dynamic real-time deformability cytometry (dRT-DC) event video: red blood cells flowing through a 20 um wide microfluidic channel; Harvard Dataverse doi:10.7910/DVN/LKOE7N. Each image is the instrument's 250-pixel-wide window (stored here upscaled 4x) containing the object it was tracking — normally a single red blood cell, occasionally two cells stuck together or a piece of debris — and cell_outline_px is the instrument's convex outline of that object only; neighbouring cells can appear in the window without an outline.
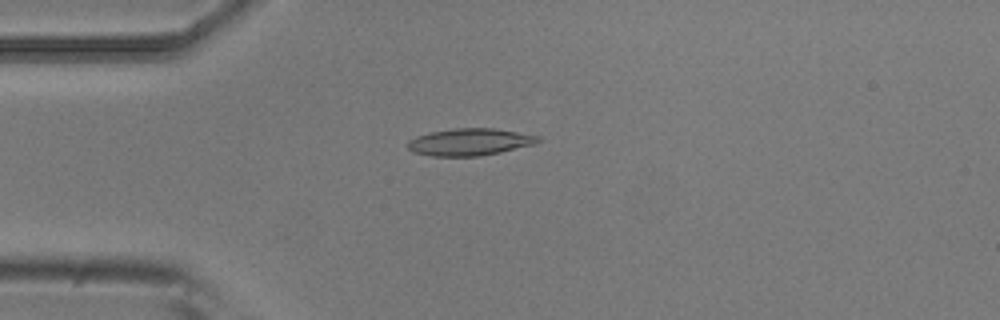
{"species": "common noctule bat (a hibernating species)", "species_latin": "Nyctalus noctula", "temperature_condition": "room temperature", "stored_images_in_passage": 4, "camera_frame_rate_fps": 3000, "um_per_image_px": 0.085, "animal": {"sex": "male", "body_mass_g": 20.5, "forearm_length_mm": 52.5}, "frame": {"image": 1, "passage_image": 4, "time_ms": 1.0, "image_size_px": [1000, 320], "cell_outline_px": [[544, 140], [536, 144], [500, 152], [480, 156], [432, 156], [412, 152], [404, 144], [408, 140], [416, 136], [432, 132], [452, 128], [492, 128], [540, 136]], "centroid_in_image_um": [39.92, 12.07], "position_along_channel_um": 45.1, "area_um2": 20.75}}